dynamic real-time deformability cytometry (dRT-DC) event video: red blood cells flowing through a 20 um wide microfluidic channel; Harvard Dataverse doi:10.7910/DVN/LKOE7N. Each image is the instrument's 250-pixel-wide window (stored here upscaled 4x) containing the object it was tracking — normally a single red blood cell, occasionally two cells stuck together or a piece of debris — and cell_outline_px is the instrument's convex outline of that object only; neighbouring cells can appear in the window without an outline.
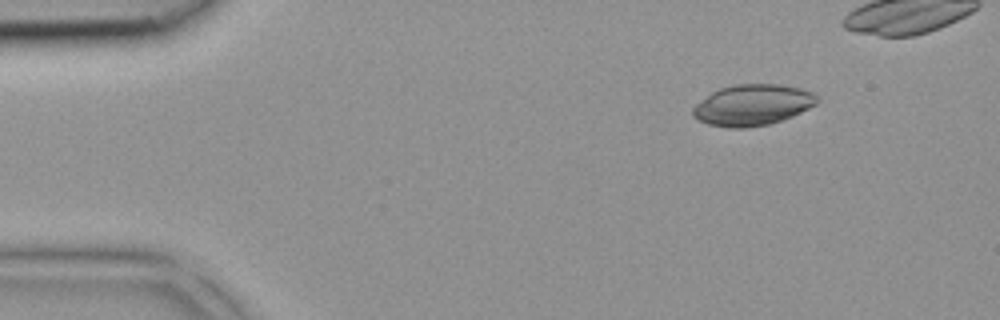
{"species": "common noctule bat (a hibernating species)", "species_latin": "Nyctalus noctula", "temperature_condition": "room temperature", "stored_images_in_passage": 36, "camera_frame_rate_fps": 3000, "um_per_image_px": 0.085, "animal": {"sex": "female", "body_mass_g": 18.4}, "frame": {"image": 1, "passage_image": 5, "time_ms": 1.333, "image_size_px": [1000, 320], "cell_outline_px": [[820, 100], [816, 104], [792, 116], [768, 124], [744, 128], [732, 128], [708, 124], [692, 116], [692, 108], [696, 104], [712, 92], [720, 88], [732, 84], [780, 84], [800, 88], [812, 92]], "centroid_in_image_um": [63.96, 8.91], "position_along_channel_um": 21.0, "area_um2": 29.54}}
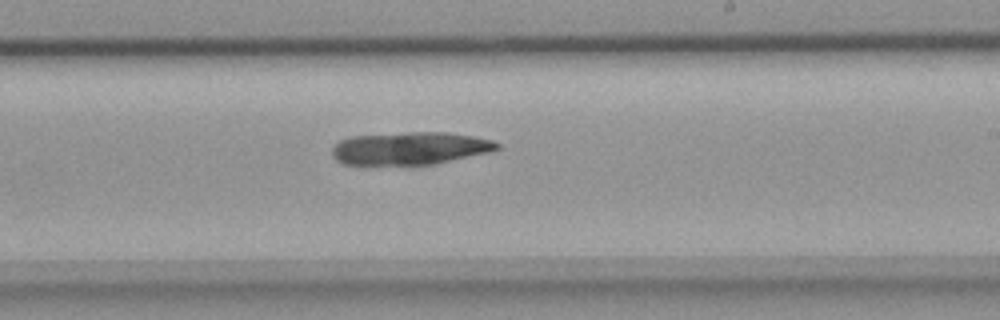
{"frame": {"image": 2, "passage_image": 24, "time_ms": 7.667, "image_size_px": [1000, 320], "cell_outline_px": [[500, 148], [492, 152], [412, 168], [364, 168], [344, 164], [336, 160], [332, 156], [332, 148], [340, 140], [352, 136], [408, 132], [448, 132], [472, 136], [492, 140], [500, 144]], "centroid_in_image_um": [34.76, 12.68], "position_along_channel_um": 254.2, "area_um2": 33.29}}
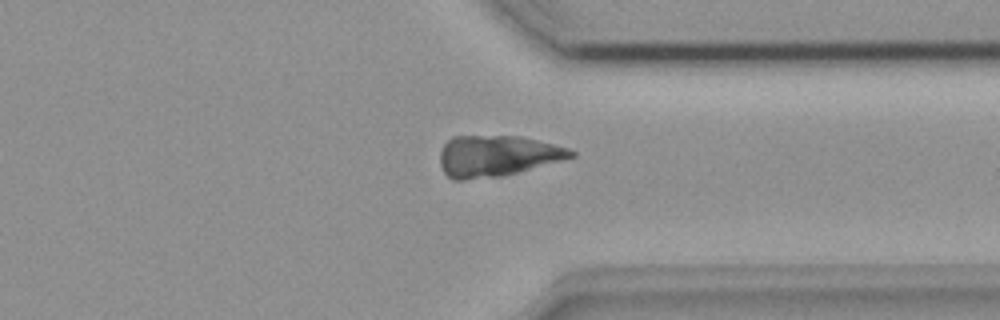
{"frame": {"image": 3, "passage_image": 31, "time_ms": 10.0, "image_size_px": [1000, 320], "cell_outline_px": [[576, 156], [504, 176], [464, 180], [452, 180], [444, 172], [440, 164], [440, 152], [444, 144], [452, 136], [520, 136], [568, 148], [576, 152]], "centroid_in_image_um": [42.22, 13.26], "position_along_channel_um": 369.2, "area_um2": 31.33}}